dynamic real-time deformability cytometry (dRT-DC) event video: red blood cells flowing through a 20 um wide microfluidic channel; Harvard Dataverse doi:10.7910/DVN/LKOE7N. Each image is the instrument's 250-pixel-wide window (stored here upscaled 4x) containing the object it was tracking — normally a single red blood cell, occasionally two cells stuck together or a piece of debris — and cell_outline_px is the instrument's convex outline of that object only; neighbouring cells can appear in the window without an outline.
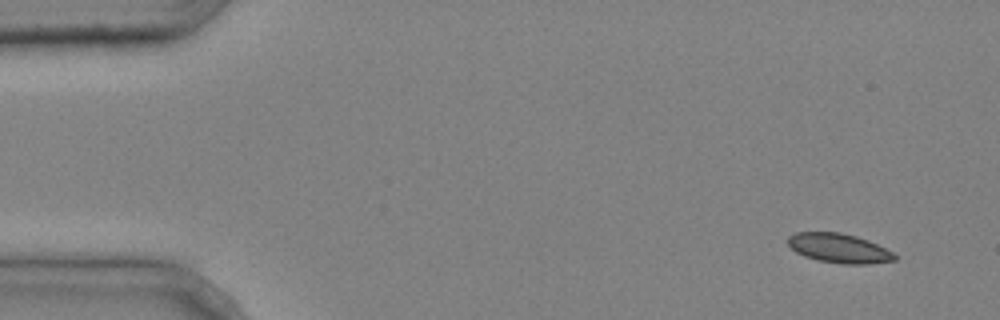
{"species": "common noctule bat (a hibernating species)", "species_latin": "Nyctalus noctula", "temperature_condition": "cold", "stored_images_in_passage": 4, "camera_frame_rate_fps": 3000, "um_per_image_px": 0.085, "animal": {"sex": "male", "body_mass_g": 20.4}, "frame": {"image": 1, "passage_image": 1, "time_ms": 0.0, "image_size_px": [1000, 320], "cell_outline_px": [[896, 260], [868, 264], [840, 264], [816, 260], [804, 256], [796, 252], [788, 244], [788, 236], [796, 232], [840, 232], [856, 236], [868, 240], [892, 252], [896, 256]], "centroid_in_image_um": [71.29, 21.1], "position_along_channel_um": 13.7, "area_um2": 18.26}}
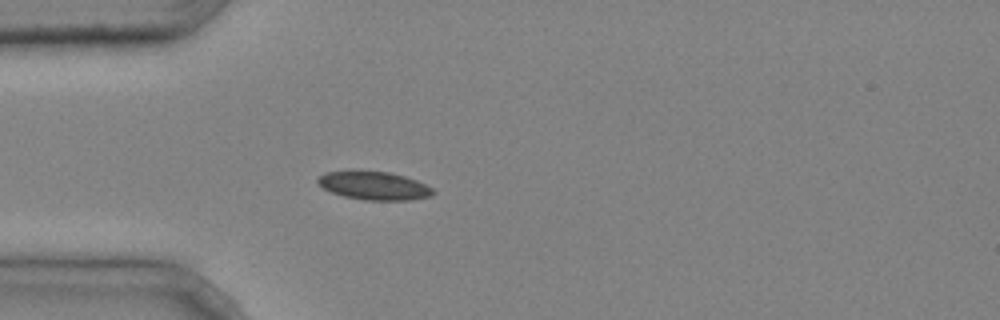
{"frame": {"image": 2, "passage_image": 4, "time_ms": 1.0, "image_size_px": [1000, 320], "cell_outline_px": [[436, 192], [432, 196], [408, 200], [364, 200], [344, 196], [332, 192], [316, 184], [316, 180], [324, 172], [388, 172], [404, 176], [416, 180], [432, 188]], "centroid_in_image_um": [31.81, 15.8], "position_along_channel_um": 53.2, "area_um2": 18.67}}